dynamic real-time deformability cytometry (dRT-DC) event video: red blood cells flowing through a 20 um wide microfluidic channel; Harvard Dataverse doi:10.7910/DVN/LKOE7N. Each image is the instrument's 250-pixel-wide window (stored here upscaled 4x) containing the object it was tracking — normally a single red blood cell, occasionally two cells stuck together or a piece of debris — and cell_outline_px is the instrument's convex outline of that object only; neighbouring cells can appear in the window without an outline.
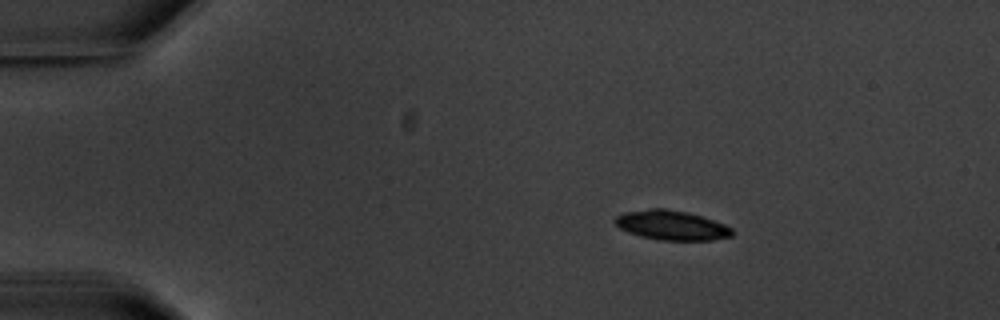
{"species": "common noctule bat (a hibernating species)", "species_latin": "Nyctalus noctula", "temperature_condition": "warm", "stored_images_in_passage": 4, "camera_frame_rate_fps": 3000, "um_per_image_px": 0.085, "animal": {"sex": "male", "body_mass_g": 20.1, "forearm_length_mm": 53.5}, "frame": {"image": 1, "passage_image": 2, "time_ms": 1.333, "image_size_px": [1000, 320], "cell_outline_px": [[736, 232], [732, 236], [712, 240], [660, 240], [640, 236], [628, 232], [620, 228], [612, 220], [616, 216], [624, 212], [652, 208], [664, 208], [688, 212], [724, 224], [732, 228]], "centroid_in_image_um": [57.08, 19.15], "position_along_channel_um": 27.9, "area_um2": 20.23}}